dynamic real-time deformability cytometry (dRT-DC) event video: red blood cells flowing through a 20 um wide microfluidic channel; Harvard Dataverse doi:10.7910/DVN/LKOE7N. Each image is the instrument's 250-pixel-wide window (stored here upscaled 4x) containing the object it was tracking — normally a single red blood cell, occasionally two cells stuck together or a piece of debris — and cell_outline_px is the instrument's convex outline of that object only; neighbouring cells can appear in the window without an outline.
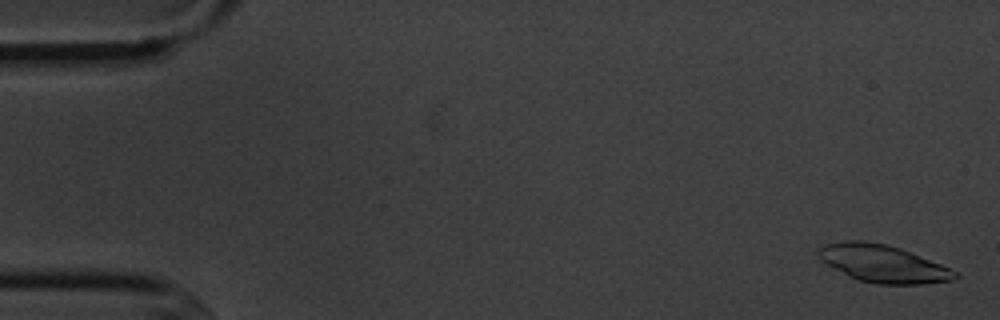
{"species": "common noctule bat (a hibernating species)", "species_latin": "Nyctalus noctula", "temperature_condition": "cold", "stored_images_in_passage": 4, "camera_frame_rate_fps": 3000, "um_per_image_px": 0.085, "animal": {"sex": "male", "body_mass_g": 20.1, "forearm_length_mm": 53.5}, "frame": {"image": 1, "passage_image": 1, "time_ms": 0.0, "image_size_px": [1000, 320], "cell_outline_px": [[960, 276], [952, 280], [920, 284], [876, 284], [856, 280], [848, 276], [820, 260], [816, 252], [824, 244], [844, 240], [864, 240], [888, 244], [900, 248], [940, 264], [956, 272]], "centroid_in_image_um": [75.0, 22.4], "position_along_channel_um": 10.0, "area_um2": 29.82}}